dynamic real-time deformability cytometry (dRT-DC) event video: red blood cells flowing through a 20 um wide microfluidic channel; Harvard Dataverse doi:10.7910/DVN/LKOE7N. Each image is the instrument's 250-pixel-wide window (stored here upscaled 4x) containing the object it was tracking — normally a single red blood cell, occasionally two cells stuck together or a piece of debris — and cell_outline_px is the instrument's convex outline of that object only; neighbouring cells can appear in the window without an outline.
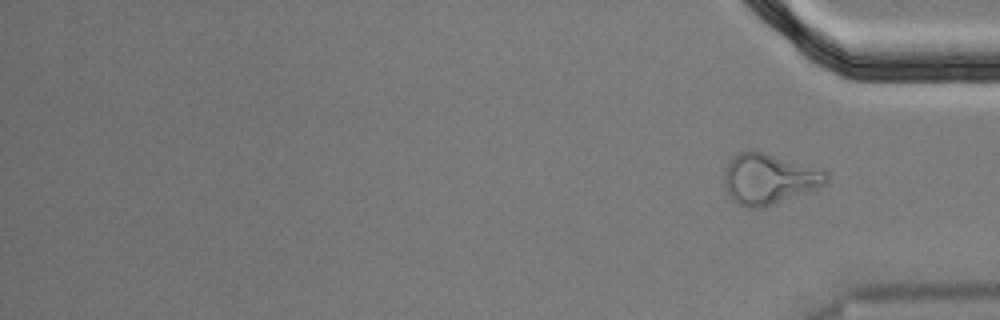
{"species": "Egyptian fruit bat (a non-hibernating species)", "species_latin": "Rousettus aegyptiacus", "temperature_condition": "cold", "stored_images_in_passage": 15, "segment_of_instrument_passage": [3, 3], "camera_frame_rate_fps": 3000, "um_per_image_px": 0.085, "animal": {"sex": "male"}, "frame": {"image": 1, "passage_image": 15, "time_ms": 4.667, "image_size_px": [1000, 320], "cell_outline_px": [[828, 184], [764, 208], [748, 208], [736, 204], [728, 196], [724, 188], [724, 172], [728, 160], [732, 156], [740, 152], [752, 148], [824, 168], [828, 172]], "centroid_in_image_um": [65.37, 15.18], "position_along_channel_um": 369.8, "area_um2": 31.27}}